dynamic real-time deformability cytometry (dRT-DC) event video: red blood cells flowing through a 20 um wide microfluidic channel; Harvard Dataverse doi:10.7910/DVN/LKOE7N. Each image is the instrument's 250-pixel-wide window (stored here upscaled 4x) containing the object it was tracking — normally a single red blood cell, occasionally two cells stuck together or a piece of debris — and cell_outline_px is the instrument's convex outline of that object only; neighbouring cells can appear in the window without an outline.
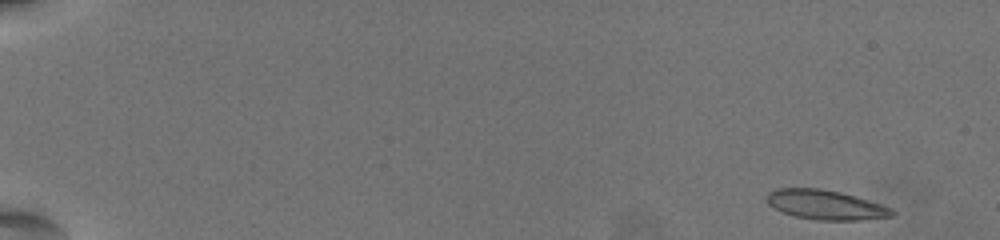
{"species": "common noctule bat (a hibernating species)", "species_latin": "Nyctalus noctula", "temperature_condition": "warm", "stored_images_in_passage": 58, "camera_frame_rate_fps": 3000, "um_per_image_px": 0.085, "animal": {"sex": "female", "body_mass_g": 19.5, "forearm_length_mm": 54.1}, "frame": {"image": 1, "passage_image": 1, "time_ms": 0.0, "image_size_px": [1000, 240], "cell_outline_px": [[896, 212], [892, 216], [860, 220], [816, 220], [796, 216], [784, 212], [768, 204], [768, 192], [776, 188], [820, 188], [840, 192], [856, 196], [892, 208]], "centroid_in_image_um": [70.2, 17.4], "position_along_channel_um": 14.8, "area_um2": 21.39}}
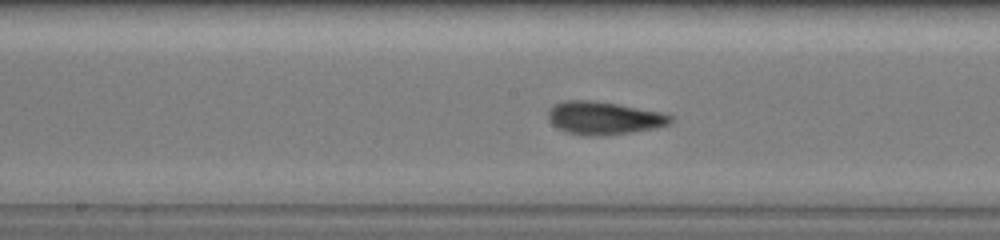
{"frame": {"image": 2, "passage_image": 32, "time_ms": 10.333, "image_size_px": [1000, 240], "cell_outline_px": [[676, 120], [668, 124], [656, 128], [600, 136], [584, 136], [568, 132], [556, 128], [548, 120], [548, 108], [552, 104], [564, 100], [592, 100], [668, 112]], "centroid_in_image_um": [51.34, 10.02], "position_along_channel_um": 196.9, "area_um2": 23.99}}
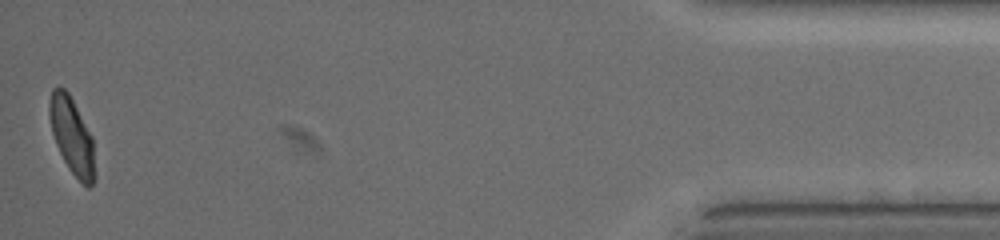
{"frame": {"image": 3, "passage_image": 58, "time_ms": 19.0, "image_size_px": [1000, 240], "cell_outline_px": [[92, 184], [88, 188], [68, 168], [56, 144], [52, 132], [48, 116], [48, 104], [52, 88], [64, 88], [68, 92], [92, 136]], "centroid_in_image_um": [6.04, 11.46], "position_along_channel_um": 429.2, "area_um2": 19.42}, "authors_computed_cell_mechanics": {"area_um2": 21.6172, "velocity_mm_per_s": 3.5449, "shape_relaxation_time_tau1_ms": 4.071, "shape_relaxation_time_tau2_ms": 1.1418, "deformation_change_tau1": 0.1799, "deformation_change_tau2": 0.0729}}